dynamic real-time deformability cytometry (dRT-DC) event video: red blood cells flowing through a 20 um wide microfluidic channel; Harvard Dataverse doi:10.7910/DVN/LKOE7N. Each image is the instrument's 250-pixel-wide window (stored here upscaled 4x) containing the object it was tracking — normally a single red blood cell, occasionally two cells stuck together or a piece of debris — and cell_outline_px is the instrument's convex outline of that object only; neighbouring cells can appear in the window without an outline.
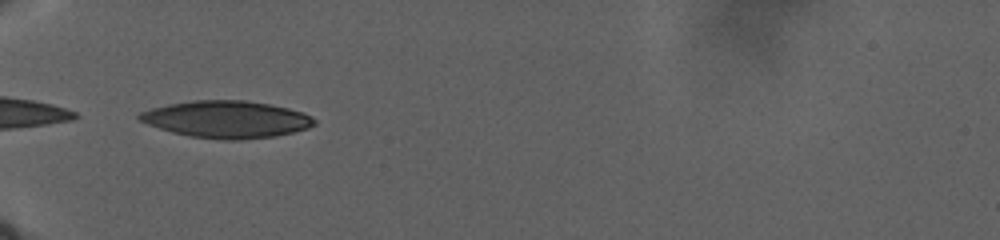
{"species": "human", "species_latin": "Homo sapiens", "temperature_condition": "warm", "stored_images_in_passage": 60, "camera_frame_rate_fps": 3000, "um_per_image_px": 0.085, "donor": {"sex": "male"}, "frame": {"image": 1, "passage_image": 1, "time_ms": 0.0, "image_size_px": [1000, 240], "cell_outline_px": [[316, 124], [308, 128], [276, 136], [240, 140], [224, 140], [188, 136], [172, 132], [148, 124], [140, 120], [136, 116], [140, 112], [152, 108], [168, 104], [192, 100], [244, 100], [268, 104], [288, 108], [304, 112], [312, 116], [316, 120]], "centroid_in_image_um": [19.27, 10.14], "position_along_channel_um": 65.7, "area_um2": 37.86}}
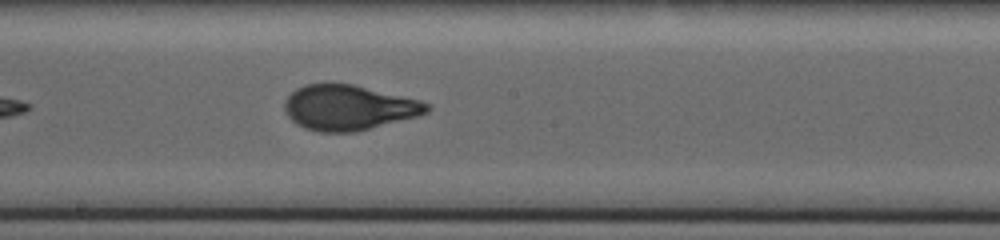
{"frame": {"image": 2, "passage_image": 28, "time_ms": 8.667, "image_size_px": [1000, 240], "cell_outline_px": [[432, 108], [428, 112], [420, 116], [356, 132], [320, 132], [304, 128], [296, 124], [288, 116], [284, 108], [284, 100], [296, 88], [304, 84], [352, 84], [420, 100], [432, 104]], "centroid_in_image_um": [29.66, 9.16], "position_along_channel_um": 218.5, "area_um2": 37.63}}
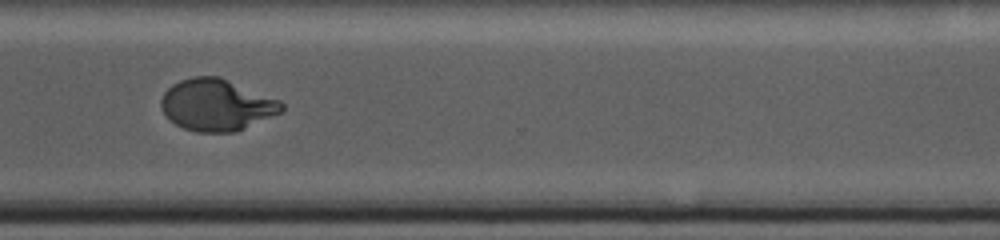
{"frame": {"image": 3, "passage_image": 42, "time_ms": 15.667, "image_size_px": [1000, 240], "cell_outline_px": [[284, 108], [280, 112], [236, 132], [196, 132], [184, 128], [176, 124], [164, 112], [160, 104], [160, 100], [164, 92], [172, 84], [180, 80], [192, 76], [220, 76], [280, 100], [284, 104]], "centroid_in_image_um": [18.41, 8.9], "position_along_channel_um": 352.2, "area_um2": 36.18}}